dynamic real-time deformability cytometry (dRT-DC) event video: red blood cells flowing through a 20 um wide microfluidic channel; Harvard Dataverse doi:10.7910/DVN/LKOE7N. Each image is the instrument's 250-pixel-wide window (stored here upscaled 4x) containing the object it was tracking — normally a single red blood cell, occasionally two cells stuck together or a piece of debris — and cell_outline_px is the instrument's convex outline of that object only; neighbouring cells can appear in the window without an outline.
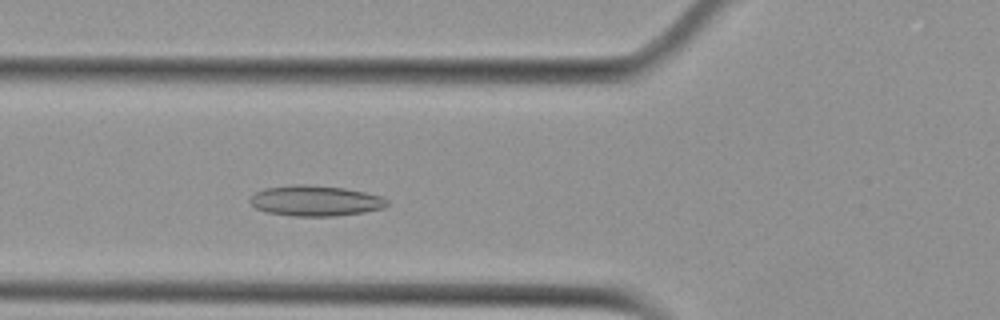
{"species": "Egyptian fruit bat (a non-hibernating species)", "species_latin": "Rousettus aegyptiacus", "temperature_condition": "cold", "stored_images_in_passage": 48, "camera_frame_rate_fps": 3000, "um_per_image_px": 0.085, "animal": {"sex": "female"}, "frame": {"image": 1, "passage_image": 14, "time_ms": 4.333, "image_size_px": [1000, 320], "cell_outline_px": [[388, 204], [384, 208], [364, 212], [336, 216], [292, 216], [268, 212], [256, 208], [248, 200], [256, 192], [264, 188], [296, 184], [304, 184], [344, 188], [384, 196], [388, 200]], "centroid_in_image_um": [26.83, 17.06], "position_along_channel_um": 99.0, "area_um2": 24.45}}
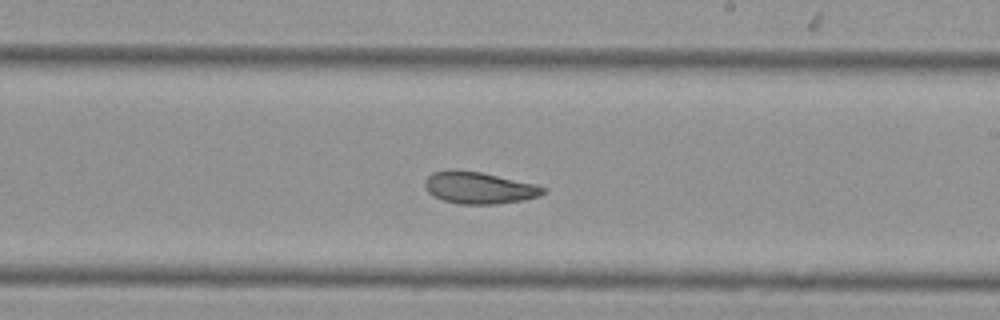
{"frame": {"image": 2, "passage_image": 26, "time_ms": 8.333, "image_size_px": [1000, 320], "cell_outline_px": [[544, 192], [540, 196], [524, 200], [496, 204], [460, 204], [444, 200], [428, 192], [424, 188], [424, 180], [432, 172], [448, 168], [480, 172], [536, 184], [544, 188]], "centroid_in_image_um": [40.68, 15.95], "position_along_channel_um": 248.3, "area_um2": 22.02}}
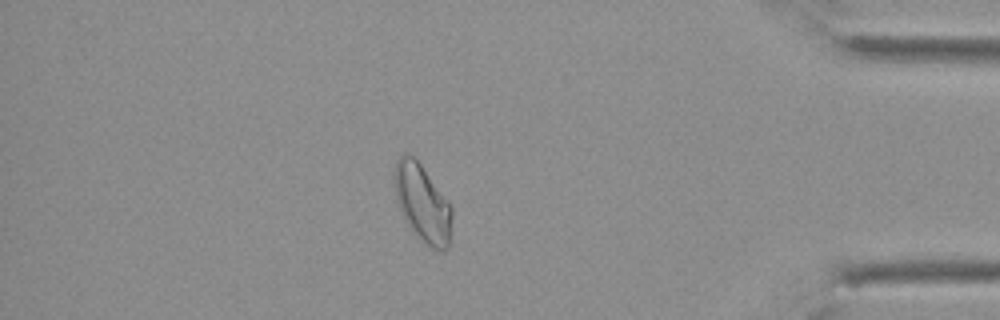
{"frame": {"image": 3, "passage_image": 41, "time_ms": 13.333, "image_size_px": [1000, 320], "cell_outline_px": [[452, 216], [448, 248], [444, 252], [432, 248], [412, 232], [396, 200], [392, 176], [392, 172], [396, 160], [404, 152], [412, 152], [452, 208]], "centroid_in_image_um": [35.86, 17.21], "position_along_channel_um": 399.3, "area_um2": 26.07}, "authors_computed_cell_mechanics": {"area_um2": 24.3338, "velocity_mm_per_s": 3.746, "shape_relaxation_time_tau1_ms": null, "shape_relaxation_time_tau2_ms": 3.5371, "deformation_change_tau1": null, "deformation_change_tau2": 0.0941}}